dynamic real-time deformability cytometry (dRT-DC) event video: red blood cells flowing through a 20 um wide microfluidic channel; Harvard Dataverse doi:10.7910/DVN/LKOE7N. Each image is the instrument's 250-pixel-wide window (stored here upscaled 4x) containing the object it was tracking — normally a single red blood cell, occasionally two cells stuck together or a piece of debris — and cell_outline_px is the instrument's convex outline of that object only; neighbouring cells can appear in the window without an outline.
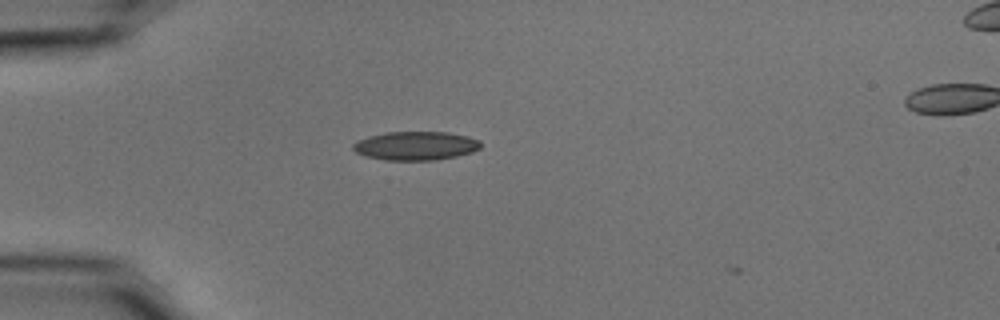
{"species": "common noctule bat (a hibernating species)", "species_latin": "Nyctalus noctula", "temperature_condition": "cold", "stored_images_in_passage": 3, "camera_frame_rate_fps": 3000, "um_per_image_px": 0.085, "animal": {"sex": "male", "body_mass_g": 15.6}, "frame": {"image": 1, "passage_image": 2, "time_ms": 0.333, "image_size_px": [1000, 320], "cell_outline_px": [[480, 148], [472, 152], [456, 156], [436, 160], [384, 160], [364, 156], [356, 152], [352, 148], [352, 144], [356, 140], [368, 136], [388, 132], [448, 132], [468, 136], [480, 140]], "centroid_in_image_um": [35.31, 12.39], "position_along_channel_um": 49.7, "area_um2": 21.5}}